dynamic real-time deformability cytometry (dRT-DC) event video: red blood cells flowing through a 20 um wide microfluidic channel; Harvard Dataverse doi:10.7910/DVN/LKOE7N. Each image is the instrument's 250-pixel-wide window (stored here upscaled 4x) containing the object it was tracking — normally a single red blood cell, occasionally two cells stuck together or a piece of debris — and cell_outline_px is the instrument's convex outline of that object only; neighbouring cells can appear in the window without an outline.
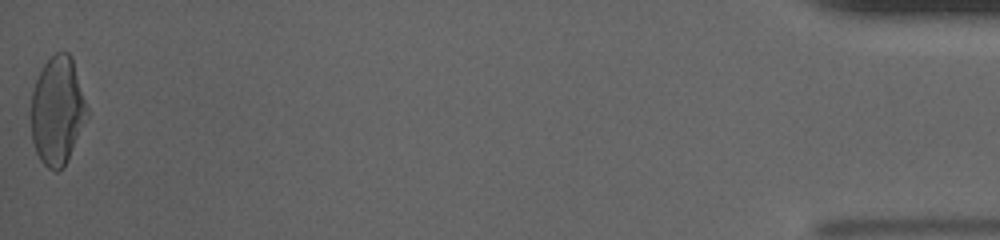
{"species": "human", "species_latin": "Homo sapiens", "temperature_condition": "cold", "stored_images_in_passage": 41, "camera_frame_rate_fps": 3000, "um_per_image_px": 0.085, "donor": {"sex": "male"}, "frame": {"image": 1, "passage_image": 41, "time_ms": 13.333, "image_size_px": [1000, 240], "cell_outline_px": [[88, 116], [68, 160], [64, 168], [56, 172], [48, 168], [40, 160], [36, 152], [32, 140], [32, 92], [36, 80], [44, 64], [56, 52], [68, 52], [72, 56], [88, 108]], "centroid_in_image_um": [4.9, 9.43], "position_along_channel_um": 430.3, "area_um2": 35.32}, "authors_computed_cell_mechanics": {"area_um2": 36.125, "velocity_mm_per_s": 3.6593, "shape_relaxation_time_tau1_ms": 6.4267, "shape_relaxation_time_tau2_ms": 1.2681, "deformation_change_tau1": 0.2217, "deformation_change_tau2": 0.0667}}